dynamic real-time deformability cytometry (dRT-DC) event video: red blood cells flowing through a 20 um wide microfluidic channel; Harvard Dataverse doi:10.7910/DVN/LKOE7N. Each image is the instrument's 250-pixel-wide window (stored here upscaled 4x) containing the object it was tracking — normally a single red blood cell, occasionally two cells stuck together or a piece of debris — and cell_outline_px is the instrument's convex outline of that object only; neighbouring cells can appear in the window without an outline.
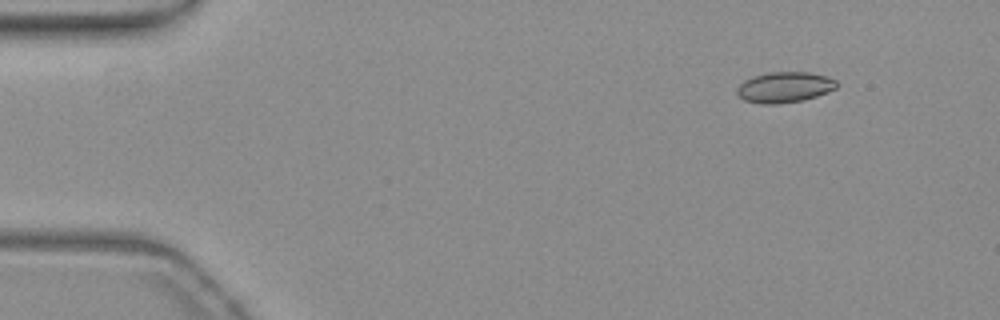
{"species": "common noctule bat (a hibernating species)", "species_latin": "Nyctalus noctula", "temperature_condition": "warm", "stored_images_in_passage": 49, "camera_frame_rate_fps": 3000, "um_per_image_px": 0.085, "animal": {"sex": "female", "body_mass_g": 19.3, "forearm_length_mm": 54.1}, "frame": {"image": 1, "passage_image": 1, "time_ms": 0.0, "image_size_px": [1000, 320], "cell_outline_px": [[840, 84], [836, 88], [828, 92], [804, 100], [776, 104], [760, 104], [744, 100], [736, 92], [736, 88], [744, 80], [752, 76], [768, 72], [808, 72], [828, 76], [836, 80]], "centroid_in_image_um": [66.7, 7.41], "position_along_channel_um": 18.3, "area_um2": 18.03}}
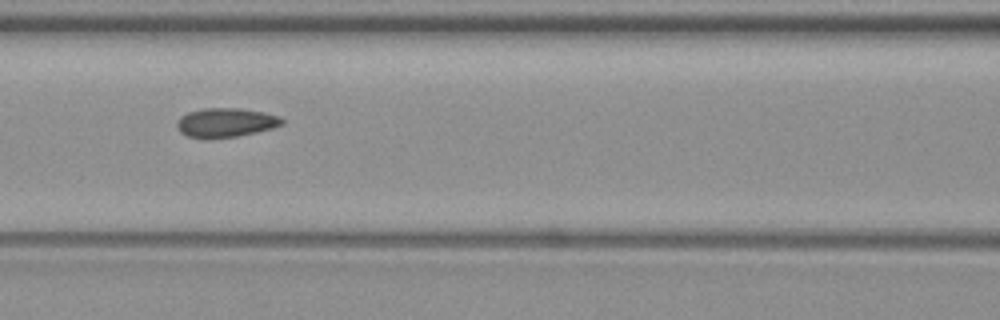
{"frame": {"image": 2, "passage_image": 19, "time_ms": 6.0, "image_size_px": [1000, 320], "cell_outline_px": [[284, 124], [272, 128], [256, 132], [236, 136], [208, 140], [204, 140], [188, 136], [180, 132], [176, 128], [176, 120], [180, 116], [188, 112], [200, 108], [240, 108], [264, 112], [280, 116], [284, 120]], "centroid_in_image_um": [19.14, 10.43], "position_along_channel_um": 147.5, "area_um2": 18.32}}
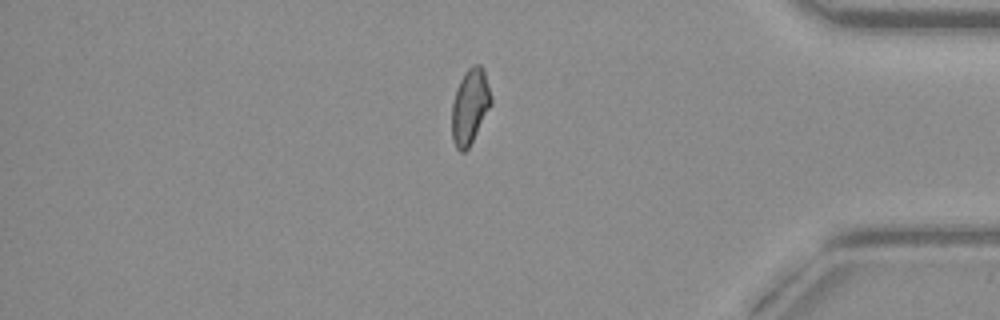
{"frame": {"image": 3, "passage_image": 41, "time_ms": 13.333, "image_size_px": [1000, 320], "cell_outline_px": [[492, 104], [468, 148], [464, 152], [460, 152], [456, 148], [452, 140], [452, 104], [456, 88], [460, 80], [468, 68], [472, 64], [480, 64], [484, 68], [492, 96]], "centroid_in_image_um": [39.95, 9.02], "position_along_channel_um": 395.2, "area_um2": 17.34}, "authors_computed_cell_mechanics": {"area_um2": 17.629, "velocity_mm_per_s": 3.7999, "shape_relaxation_time_tau1_ms": null, "shape_relaxation_time_tau2_ms": 1.8835, "deformation_change_tau1": null, "deformation_change_tau2": 0.0667}}